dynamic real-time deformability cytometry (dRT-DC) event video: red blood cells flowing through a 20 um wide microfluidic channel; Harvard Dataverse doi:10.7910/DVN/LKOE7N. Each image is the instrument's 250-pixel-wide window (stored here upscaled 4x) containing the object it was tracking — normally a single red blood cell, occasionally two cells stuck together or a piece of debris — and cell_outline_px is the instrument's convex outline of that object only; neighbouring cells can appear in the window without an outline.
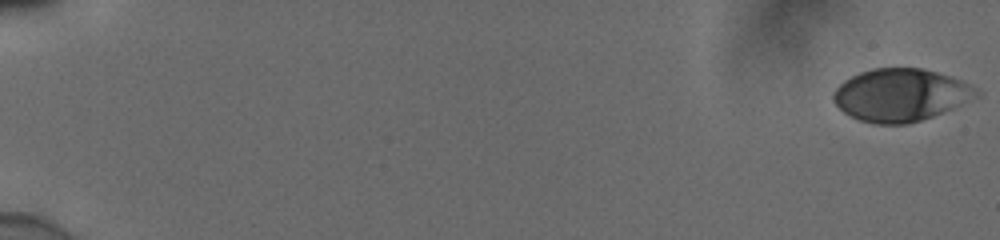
{"species": "human", "species_latin": "Homo sapiens", "temperature_condition": "cold", "stored_images_in_passage": 56, "camera_frame_rate_fps": 3000, "um_per_image_px": 0.085, "donor": {"sex": "male"}, "frame": {"image": 1, "passage_image": 1, "time_ms": 0.0, "image_size_px": [1000, 240], "cell_outline_px": [[980, 96], [952, 108], [932, 116], [908, 124], [872, 124], [848, 116], [832, 100], [832, 92], [844, 80], [860, 72], [872, 68], [920, 68], [936, 72], [960, 80], [968, 84], [980, 92]], "centroid_in_image_um": [76.51, 8.08], "position_along_channel_um": 8.5, "area_um2": 43.64}}
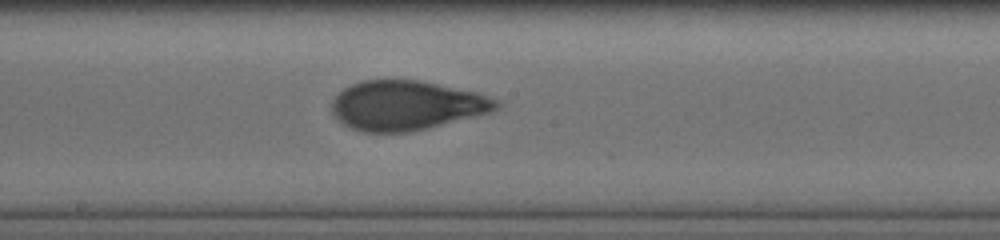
{"frame": {"image": 2, "passage_image": 33, "time_ms": 10.667, "image_size_px": [1000, 240], "cell_outline_px": [[500, 104], [492, 112], [408, 132], [364, 132], [352, 128], [344, 124], [332, 112], [332, 100], [344, 88], [360, 80], [420, 80], [476, 92], [496, 100]], "centroid_in_image_um": [34.52, 8.95], "position_along_channel_um": 213.7, "area_um2": 46.88}}
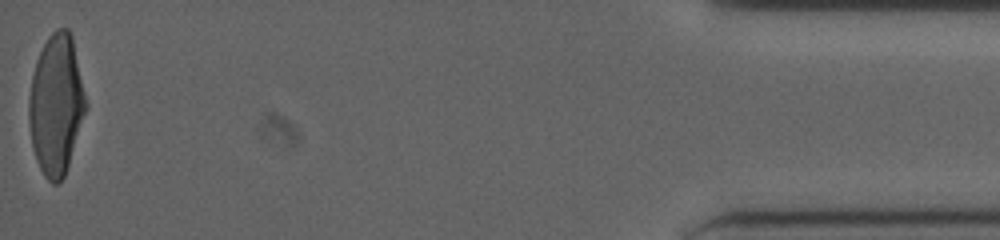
{"frame": {"image": 3, "passage_image": 56, "time_ms": 18.333, "image_size_px": [1000, 240], "cell_outline_px": [[88, 108], [64, 176], [56, 184], [52, 184], [44, 176], [36, 160], [32, 148], [28, 120], [28, 96], [32, 76], [36, 60], [48, 36], [56, 28], [68, 28], [72, 36], [88, 104]], "centroid_in_image_um": [4.77, 8.89], "position_along_channel_um": 430.4, "area_um2": 46.88}, "authors_computed_cell_mechanics": {"area_um2": 45.9799, "velocity_mm_per_s": 3.8666, "shape_relaxation_time_tau1_ms": 4.9646, "shape_relaxation_time_tau2_ms": 0.8296, "deformation_change_tau1": 0.1934, "deformation_change_tau2": 0.0714}}